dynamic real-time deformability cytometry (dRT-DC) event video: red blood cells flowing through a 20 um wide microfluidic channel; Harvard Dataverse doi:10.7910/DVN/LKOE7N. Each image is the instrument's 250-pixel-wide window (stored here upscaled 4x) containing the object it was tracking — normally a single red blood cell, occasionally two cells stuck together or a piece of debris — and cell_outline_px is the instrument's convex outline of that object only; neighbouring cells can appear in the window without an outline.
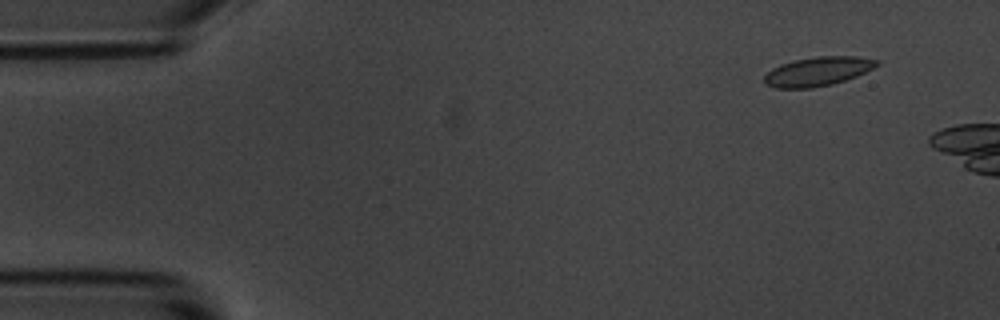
{"species": "common noctule bat (a hibernating species)", "species_latin": "Nyctalus noctula", "temperature_condition": "room temperature", "stored_images_in_passage": 2, "camera_frame_rate_fps": 3000, "um_per_image_px": 0.085, "animal": {"sex": "male", "body_mass_g": 20.1, "forearm_length_mm": 53.5}, "frame": {"image": 1, "passage_image": 1, "time_ms": 0.0, "image_size_px": [1000, 320], "cell_outline_px": [[880, 64], [856, 76], [832, 84], [812, 88], [776, 88], [764, 84], [764, 76], [772, 68], [780, 64], [796, 60], [816, 56], [856, 56], [880, 60]], "centroid_in_image_um": [69.5, 6.07], "position_along_channel_um": 15.5, "area_um2": 19.02}}